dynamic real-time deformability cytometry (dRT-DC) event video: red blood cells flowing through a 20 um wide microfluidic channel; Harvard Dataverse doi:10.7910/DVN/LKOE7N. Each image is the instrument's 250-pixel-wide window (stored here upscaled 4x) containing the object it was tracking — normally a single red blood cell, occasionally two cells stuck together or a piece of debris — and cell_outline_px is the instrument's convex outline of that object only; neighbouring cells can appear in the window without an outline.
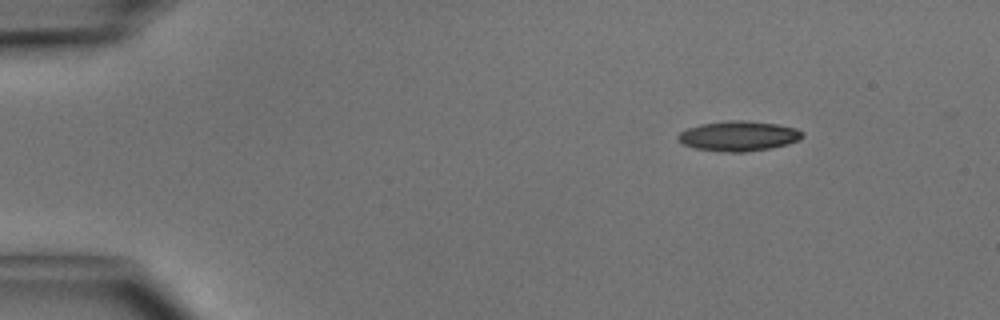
{"species": "common noctule bat (a hibernating species)", "species_latin": "Nyctalus noctula", "temperature_condition": "cold", "stored_images_in_passage": 43, "camera_frame_rate_fps": 3000, "um_per_image_px": 0.085, "animal": {"sex": "male", "body_mass_g": 15.6}, "frame": {"image": 1, "passage_image": 1, "time_ms": 0.0, "image_size_px": [1000, 320], "cell_outline_px": [[804, 136], [800, 140], [788, 144], [768, 148], [744, 152], [728, 152], [696, 148], [684, 144], [676, 136], [680, 132], [688, 128], [700, 124], [728, 120], [744, 120], [780, 124], [796, 128], [804, 132]], "centroid_in_image_um": [62.83, 11.54], "position_along_channel_um": 22.2, "area_um2": 21.73}}
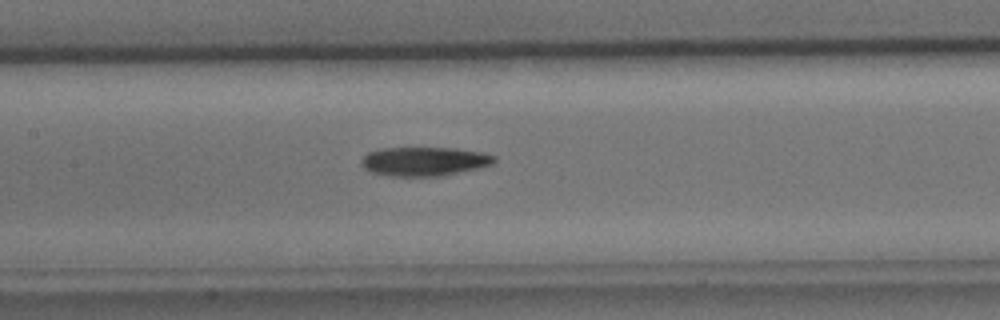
{"frame": {"image": 2, "passage_image": 18, "time_ms": 5.667, "image_size_px": [1000, 320], "cell_outline_px": [[496, 160], [492, 164], [476, 168], [440, 176], [388, 176], [372, 172], [364, 168], [360, 164], [360, 160], [368, 152], [380, 148], [456, 148], [484, 152], [496, 156]], "centroid_in_image_um": [36.04, 13.71], "position_along_channel_um": 171.4, "area_um2": 22.48}}
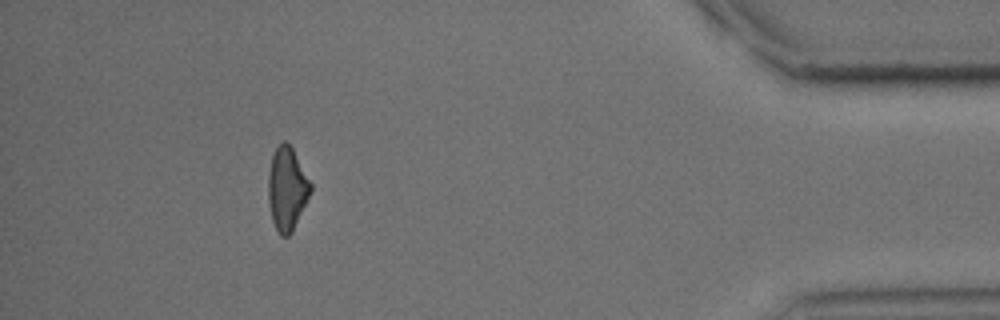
{"frame": {"image": 3, "passage_image": 39, "time_ms": 12.667, "image_size_px": [1000, 320], "cell_outline_px": [[312, 188], [292, 232], [288, 236], [280, 236], [272, 220], [268, 204], [268, 176], [272, 156], [276, 148], [284, 140], [292, 148], [312, 184]], "centroid_in_image_um": [24.38, 16.06], "position_along_channel_um": 410.8, "area_um2": 20.23}, "authors_computed_cell_mechanics": {"area_um2": 22.0218, "velocity_mm_per_s": 4.1451, "shape_relaxation_time_tau1_ms": 6.7885, "shape_relaxation_time_tau2_ms": null, "deformation_change_tau1": 0.1611, "deformation_change_tau2": null}}